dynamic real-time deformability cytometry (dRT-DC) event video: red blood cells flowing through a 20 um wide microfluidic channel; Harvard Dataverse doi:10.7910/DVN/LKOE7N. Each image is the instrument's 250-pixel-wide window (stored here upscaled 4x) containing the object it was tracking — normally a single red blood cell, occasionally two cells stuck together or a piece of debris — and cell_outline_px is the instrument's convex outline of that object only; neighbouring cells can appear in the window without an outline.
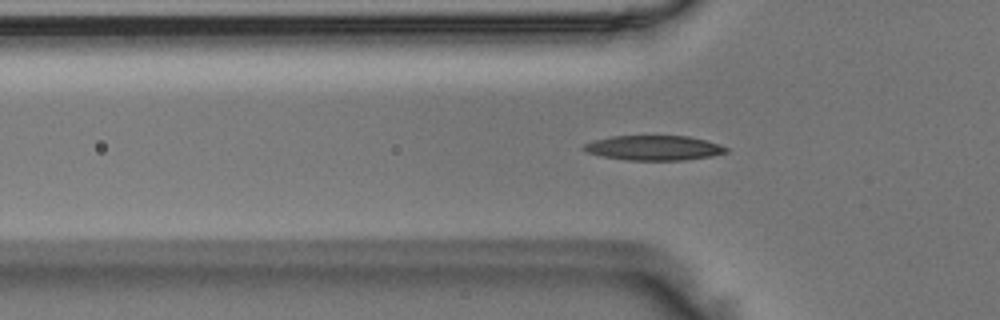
{"species": "Egyptian fruit bat (a non-hibernating species)", "species_latin": "Rousettus aegyptiacus", "temperature_condition": "room temperature", "stored_images_in_passage": 50, "camera_frame_rate_fps": 3000, "um_per_image_px": 0.085, "animal": {"sex": "male"}, "frame": {"image": 1, "passage_image": 15, "time_ms": 4.667, "image_size_px": [1000, 320], "cell_outline_px": [[728, 152], [712, 156], [684, 160], [628, 160], [604, 156], [584, 152], [580, 148], [584, 144], [596, 140], [612, 136], [688, 136], [704, 140], [728, 148]], "centroid_in_image_um": [55.55, 12.57], "position_along_channel_um": 70.3, "area_um2": 20.4}}
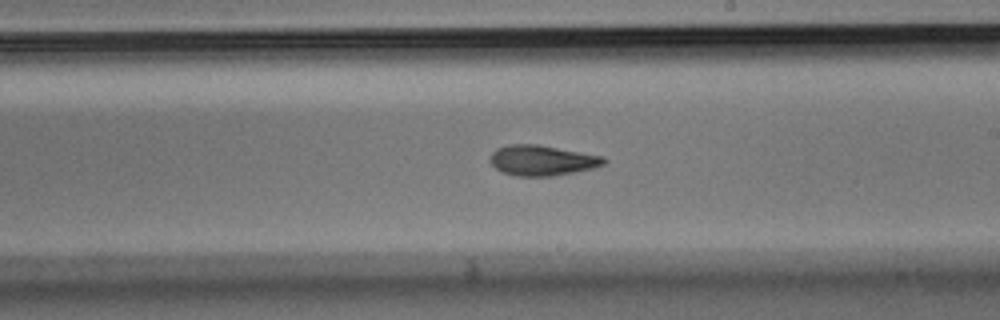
{"frame": {"image": 2, "passage_image": 28, "time_ms": 9.0, "image_size_px": [1000, 320], "cell_outline_px": [[608, 160], [604, 164], [592, 168], [552, 176], [516, 176], [504, 172], [496, 168], [492, 164], [492, 152], [496, 148], [508, 144], [540, 144], [604, 156]], "centroid_in_image_um": [46.11, 13.61], "position_along_channel_um": 242.9, "area_um2": 20.06}}
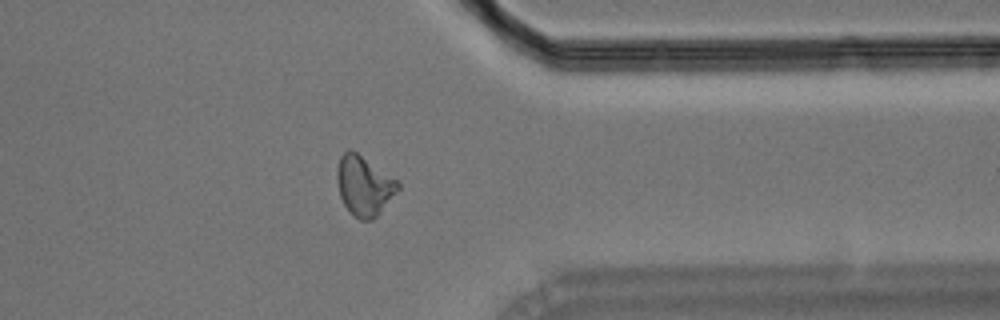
{"frame": {"image": 3, "passage_image": 39, "time_ms": 12.667, "image_size_px": [1000, 320], "cell_outline_px": [[400, 188], [380, 212], [372, 220], [360, 220], [352, 216], [344, 204], [340, 196], [336, 180], [336, 172], [340, 156], [348, 148], [352, 148], [396, 180], [400, 184]], "centroid_in_image_um": [30.91, 15.78], "position_along_channel_um": 380.5, "area_um2": 21.21}}